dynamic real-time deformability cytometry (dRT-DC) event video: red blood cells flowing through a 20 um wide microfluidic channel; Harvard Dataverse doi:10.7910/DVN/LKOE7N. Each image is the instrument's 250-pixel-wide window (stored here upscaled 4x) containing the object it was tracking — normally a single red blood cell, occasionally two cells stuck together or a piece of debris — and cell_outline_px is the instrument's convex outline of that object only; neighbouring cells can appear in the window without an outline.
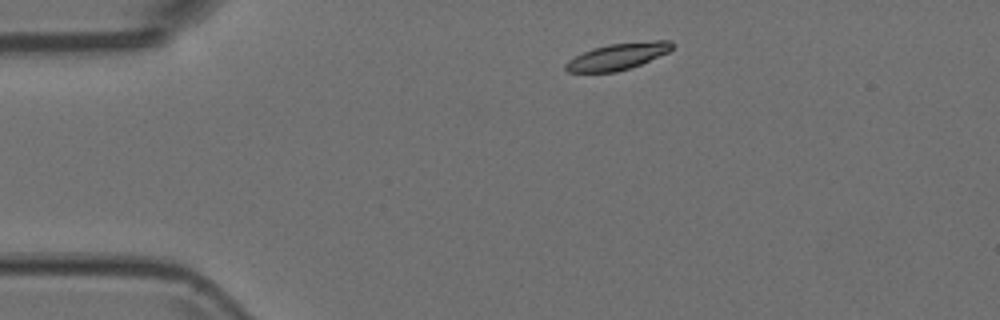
{"species": "Egyptian fruit bat (a non-hibernating species)", "species_latin": "Rousettus aegyptiacus", "temperature_condition": "room temperature", "stored_images_in_passage": 2, "camera_frame_rate_fps": 3000, "um_per_image_px": 0.085, "animal": {"sex": "female"}, "frame": {"image": 1, "passage_image": 1, "time_ms": 0.0, "image_size_px": [1000, 320], "cell_outline_px": [[676, 44], [668, 52], [640, 64], [616, 72], [568, 72], [564, 68], [564, 64], [568, 60], [592, 48], [608, 44], [652, 40], [672, 40]], "centroid_in_image_um": [52.52, 4.78], "position_along_channel_um": 32.5, "area_um2": 16.47}}